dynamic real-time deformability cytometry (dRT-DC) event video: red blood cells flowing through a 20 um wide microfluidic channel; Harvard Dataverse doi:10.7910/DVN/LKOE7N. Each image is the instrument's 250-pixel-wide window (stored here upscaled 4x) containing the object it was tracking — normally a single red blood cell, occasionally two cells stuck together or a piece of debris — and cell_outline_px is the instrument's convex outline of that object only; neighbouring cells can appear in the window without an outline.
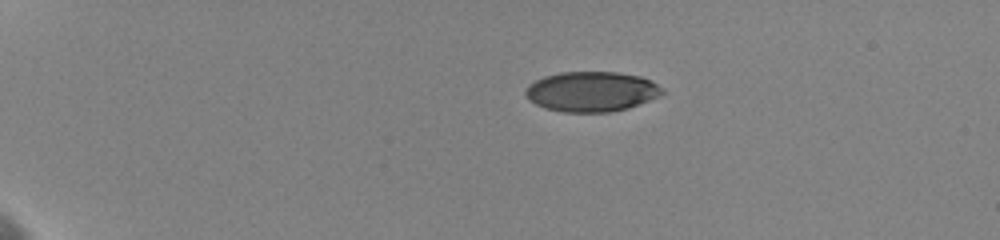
{"species": "human", "species_latin": "Homo sapiens", "temperature_condition": "cold", "stored_images_in_passage": 13, "camera_frame_rate_fps": 3000, "um_per_image_px": 0.085, "donor": {"sex": "female"}, "frame": {"image": 1, "passage_image": 1, "time_ms": 0.0, "image_size_px": [1000, 240], "cell_outline_px": [[664, 92], [660, 96], [628, 108], [608, 112], [564, 112], [544, 108], [528, 100], [524, 92], [528, 84], [544, 76], [560, 72], [616, 72], [640, 76], [652, 80], [664, 88]], "centroid_in_image_um": [50.28, 7.78], "position_along_channel_um": 34.7, "area_um2": 32.14}}
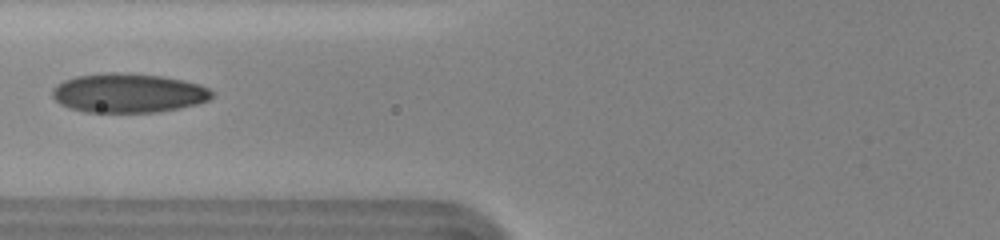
{"frame": {"image": 2, "passage_image": 10, "time_ms": 4.667, "image_size_px": [1000, 240], "cell_outline_px": [[212, 96], [208, 100], [196, 104], [180, 108], [160, 112], [84, 112], [60, 104], [52, 96], [52, 88], [56, 84], [64, 80], [76, 76], [108, 72], [164, 76], [184, 80], [200, 84], [208, 88], [212, 92]], "centroid_in_image_um": [10.9, 7.91], "position_along_channel_um": 114.9, "area_um2": 36.47}}